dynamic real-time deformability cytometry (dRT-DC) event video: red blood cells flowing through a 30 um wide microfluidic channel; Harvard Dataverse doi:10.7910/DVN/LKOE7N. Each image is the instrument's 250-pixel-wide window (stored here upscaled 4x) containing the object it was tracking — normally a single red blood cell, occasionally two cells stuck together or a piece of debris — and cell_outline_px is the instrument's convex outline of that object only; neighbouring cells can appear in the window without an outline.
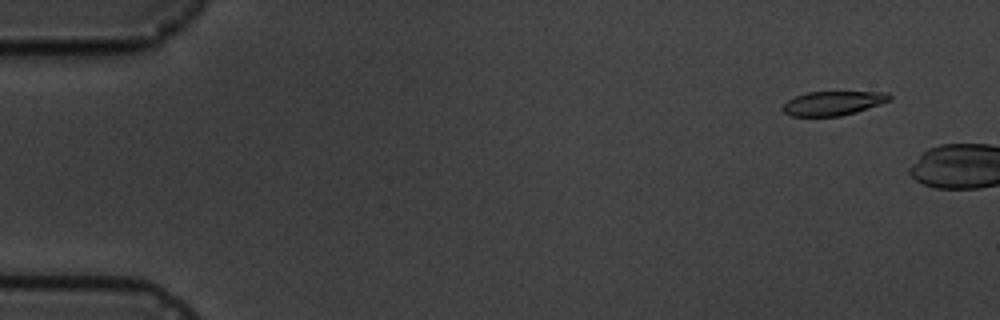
{"species": "common noctule bat (a hibernating species)", "species_latin": "Nyctalus noctula", "temperature_condition": "cold", "stored_images_in_passage": 3, "camera_frame_rate_fps": 3000, "um_per_image_px": 0.085, "animal": {"sex": "male", "body_mass_g": 19.5, "forearm_length_mm": 54.6}, "frame": {"image": 1, "passage_image": 1, "time_ms": 0.0, "image_size_px": [1000, 320], "cell_outline_px": [[892, 100], [856, 112], [840, 116], [792, 116], [784, 112], [780, 108], [788, 100], [796, 96], [808, 92], [888, 92], [892, 96]], "centroid_in_image_um": [70.82, 8.77], "position_along_channel_um": 14.2, "area_um2": 15.03}}